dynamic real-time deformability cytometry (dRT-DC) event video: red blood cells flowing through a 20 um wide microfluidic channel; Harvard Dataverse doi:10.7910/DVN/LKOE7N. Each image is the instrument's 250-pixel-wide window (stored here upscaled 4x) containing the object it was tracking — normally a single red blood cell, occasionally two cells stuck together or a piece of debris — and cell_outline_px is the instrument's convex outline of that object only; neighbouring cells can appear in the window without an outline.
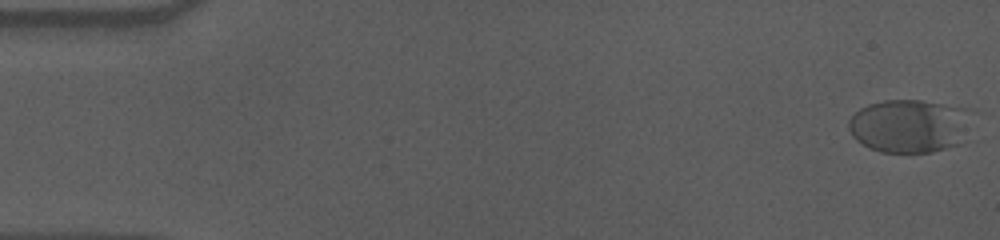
{"species": "human", "species_latin": "Homo sapiens", "temperature_condition": "cold", "stored_images_in_passage": 15, "camera_frame_rate_fps": 3000, "um_per_image_px": 0.085, "donor": {"sex": "male"}, "frame": {"image": 1, "passage_image": 1, "time_ms": 0.0, "image_size_px": [1000, 240], "cell_outline_px": [[976, 112], [968, 140], [964, 144], [932, 152], [880, 152], [868, 148], [856, 140], [852, 136], [848, 128], [848, 120], [860, 108], [868, 104], [884, 100], [920, 100], [972, 108]], "centroid_in_image_um": [77.46, 10.7], "position_along_channel_um": 7.5, "area_um2": 39.94}}